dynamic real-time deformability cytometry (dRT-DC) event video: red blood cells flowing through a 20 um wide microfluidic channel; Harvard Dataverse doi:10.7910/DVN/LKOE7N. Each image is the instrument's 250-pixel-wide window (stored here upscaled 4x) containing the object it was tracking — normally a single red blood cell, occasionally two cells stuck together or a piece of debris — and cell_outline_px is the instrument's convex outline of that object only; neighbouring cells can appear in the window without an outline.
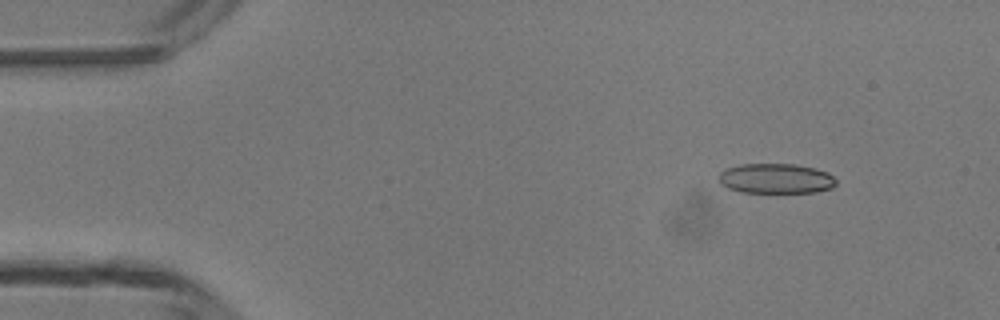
{"species": "common noctule bat (a hibernating species)", "species_latin": "Nyctalus noctula", "temperature_condition": "room temperature", "stored_images_in_passage": 3, "camera_frame_rate_fps": 3000, "um_per_image_px": 0.085, "animal": {"sex": "male", "body_mass_g": 13.3}, "frame": {"image": 1, "passage_image": 1, "time_ms": 0.0, "image_size_px": [1000, 320], "cell_outline_px": [[836, 184], [832, 188], [816, 192], [740, 192], [728, 188], [720, 184], [720, 172], [728, 168], [740, 164], [796, 164], [816, 168], [828, 172], [836, 180]], "centroid_in_image_um": [65.98, 15.17], "position_along_channel_um": 19.0, "area_um2": 20.52}}